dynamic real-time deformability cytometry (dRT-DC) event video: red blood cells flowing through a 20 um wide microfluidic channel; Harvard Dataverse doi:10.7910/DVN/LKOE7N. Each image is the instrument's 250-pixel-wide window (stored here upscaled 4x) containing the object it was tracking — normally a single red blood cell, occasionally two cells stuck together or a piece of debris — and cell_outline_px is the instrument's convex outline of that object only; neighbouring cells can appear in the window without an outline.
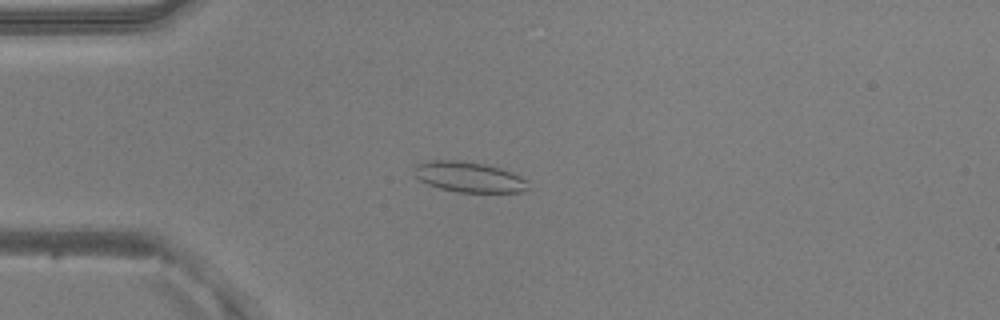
{"species": "common noctule bat (a hibernating species)", "species_latin": "Nyctalus noctula", "temperature_condition": "warm", "stored_images_in_passage": 52, "camera_frame_rate_fps": 3000, "um_per_image_px": 0.085, "animal": {"sex": "male", "body_mass_g": 20.5, "forearm_length_mm": 52.5}, "frame": {"image": 1, "passage_image": 14, "time_ms": 4.333, "image_size_px": [1000, 320], "cell_outline_px": [[528, 188], [524, 192], [456, 192], [440, 188], [428, 184], [420, 180], [416, 176], [412, 168], [416, 164], [432, 160], [460, 160], [484, 164], [500, 168], [520, 176], [528, 180]], "centroid_in_image_um": [39.85, 15.04], "position_along_channel_um": 45.1, "area_um2": 20.23}}
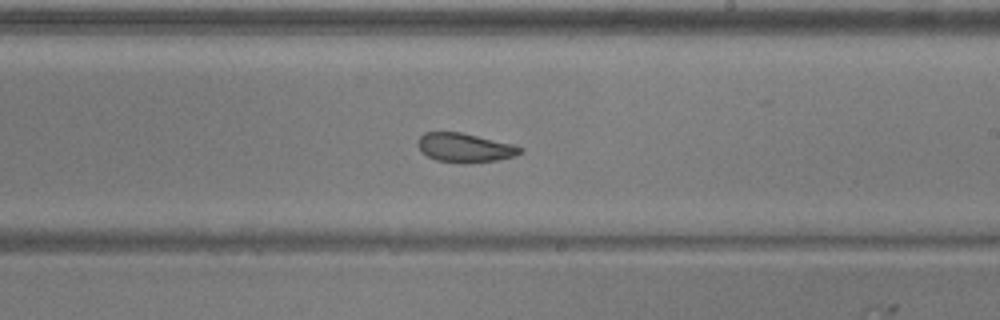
{"frame": {"image": 2, "passage_image": 31, "time_ms": 10.0, "image_size_px": [1000, 320], "cell_outline_px": [[524, 152], [516, 156], [500, 160], [436, 160], [420, 152], [416, 144], [416, 140], [424, 132], [460, 132], [512, 144], [524, 148]], "centroid_in_image_um": [39.49, 12.51], "position_along_channel_um": 249.5, "area_um2": 16.76}}
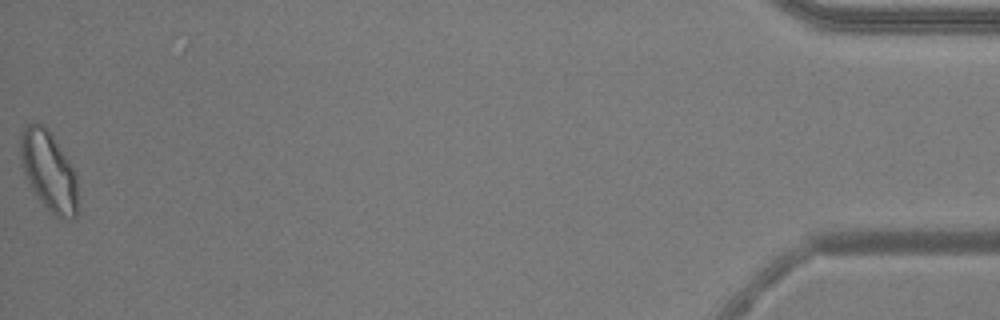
{"frame": {"image": 3, "passage_image": 52, "time_ms": 17.0, "image_size_px": [1000, 320], "cell_outline_px": [[76, 220], [72, 220], [56, 216], [36, 196], [32, 188], [24, 168], [20, 156], [20, 136], [24, 128], [28, 124], [44, 124], [76, 172]], "centroid_in_image_um": [4.15, 14.54], "position_along_channel_um": 431.0, "area_um2": 25.84}, "authors_computed_cell_mechanics": {"area_um2": 19.7098, "velocity_mm_per_s": 3.9512, "shape_relaxation_time_tau1_ms": 7.7285, "shape_relaxation_time_tau2_ms": 2.4825, "deformation_change_tau1": 0.182, "deformation_change_tau2": 0.1044}}